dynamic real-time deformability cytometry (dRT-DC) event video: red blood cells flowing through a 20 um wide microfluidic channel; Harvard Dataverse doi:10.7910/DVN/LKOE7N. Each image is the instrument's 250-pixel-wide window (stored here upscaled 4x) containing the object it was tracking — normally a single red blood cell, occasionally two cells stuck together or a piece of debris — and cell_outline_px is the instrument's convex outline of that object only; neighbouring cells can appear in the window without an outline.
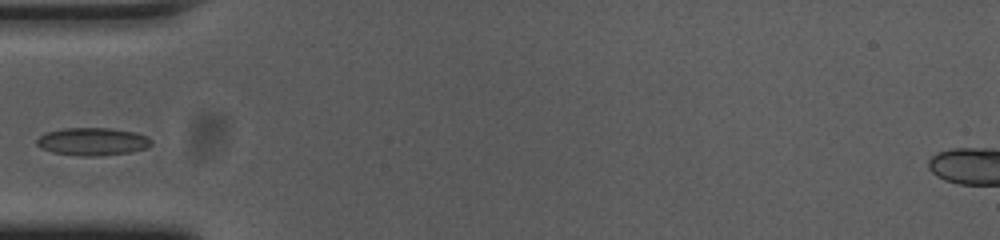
{"species": "common noctule bat (a hibernating species)", "species_latin": "Nyctalus noctula", "temperature_condition": "cold", "stored_images_in_passage": 38, "camera_frame_rate_fps": 3000, "um_per_image_px": 0.085, "animal": {"sex": "female", "body_mass_g": 23.0, "forearm_length_mm": 53.4}, "frame": {"image": 1, "passage_image": 1, "time_ms": 0.0, "image_size_px": [1000, 240], "cell_outline_px": [[152, 144], [148, 148], [132, 152], [96, 156], [84, 156], [52, 152], [40, 148], [36, 144], [36, 140], [40, 136], [48, 132], [64, 128], [108, 128], [132, 132], [148, 136], [152, 140]], "centroid_in_image_um": [7.89, 12.04], "position_along_channel_um": 77.1, "area_um2": 18.5}}
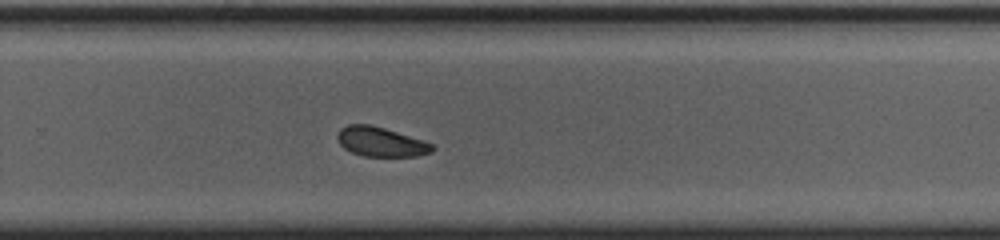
{"frame": {"image": 2, "passage_image": 19, "time_ms": 6.0, "image_size_px": [1000, 240], "cell_outline_px": [[436, 148], [432, 152], [416, 156], [364, 156], [352, 152], [344, 148], [340, 144], [336, 136], [340, 128], [348, 124], [368, 124], [384, 128], [424, 140], [432, 144]], "centroid_in_image_um": [32.37, 12.05], "position_along_channel_um": 297.4, "area_um2": 16.3}}
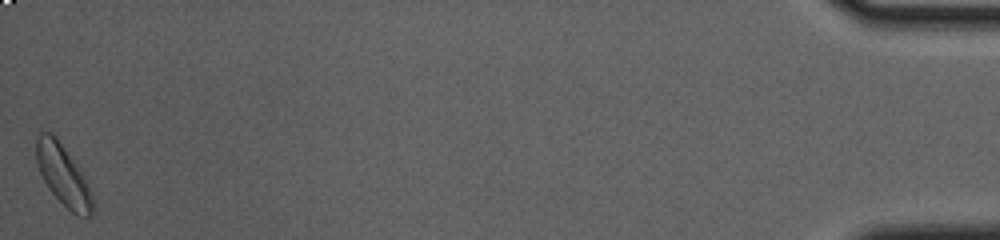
{"frame": {"image": 3, "passage_image": 38, "time_ms": 12.333, "image_size_px": [1000, 240], "cell_outline_px": [[92, 212], [88, 216], [80, 216], [72, 212], [48, 188], [40, 172], [36, 160], [36, 136], [40, 132], [48, 132], [56, 136], [88, 184], [92, 192]], "centroid_in_image_um": [5.33, 14.87], "position_along_channel_um": 429.9, "area_um2": 19.25}}